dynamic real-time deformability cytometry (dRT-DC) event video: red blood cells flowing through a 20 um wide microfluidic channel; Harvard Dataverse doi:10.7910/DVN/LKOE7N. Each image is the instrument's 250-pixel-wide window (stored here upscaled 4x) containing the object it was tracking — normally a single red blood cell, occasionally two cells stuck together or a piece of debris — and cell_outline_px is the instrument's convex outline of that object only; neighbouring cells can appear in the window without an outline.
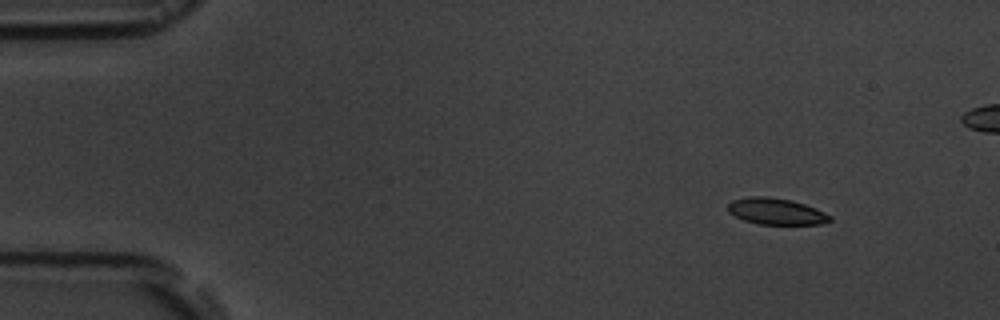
{"species": "common noctule bat (a hibernating species)", "species_latin": "Nyctalus noctula", "temperature_condition": "room temperature", "stored_images_in_passage": 4, "camera_frame_rate_fps": 3000, "um_per_image_px": 0.085, "animal": {"sex": "male", "body_mass_g": 19.5, "forearm_length_mm": 54.6}, "frame": {"image": 1, "passage_image": 1, "time_ms": 0.0, "image_size_px": [1000, 320], "cell_outline_px": [[832, 220], [820, 224], [760, 224], [744, 220], [728, 212], [728, 204], [732, 200], [752, 196], [768, 196], [792, 200], [816, 208], [832, 216]], "centroid_in_image_um": [65.98, 17.96], "position_along_channel_um": 19.0, "area_um2": 15.66}}